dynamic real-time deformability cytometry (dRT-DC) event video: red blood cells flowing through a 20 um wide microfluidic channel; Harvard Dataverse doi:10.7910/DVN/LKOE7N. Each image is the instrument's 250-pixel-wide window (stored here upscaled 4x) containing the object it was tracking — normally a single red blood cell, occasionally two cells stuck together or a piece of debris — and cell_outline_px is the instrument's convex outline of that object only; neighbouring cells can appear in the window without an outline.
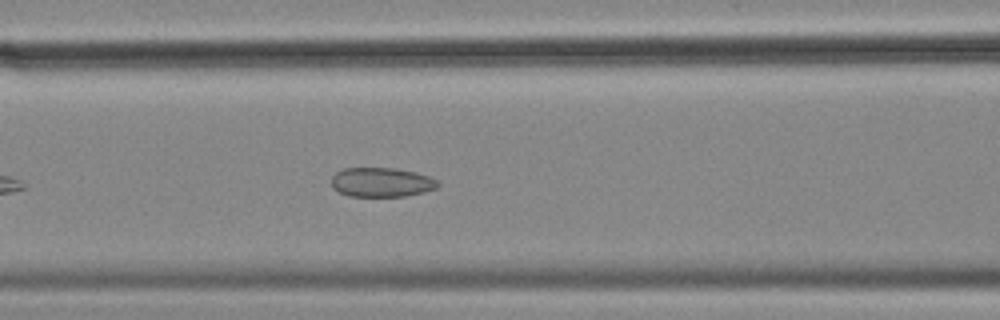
{"species": "common noctule bat (a hibernating species)", "species_latin": "Nyctalus noctula", "temperature_condition": "cold", "stored_images_in_passage": 18, "camera_frame_rate_fps": 3000, "um_per_image_px": 0.085, "animal": {"sex": "female", "body_mass_g": 18.4}, "frame": {"image": 1, "passage_image": 11, "time_ms": 3.333, "image_size_px": [1000, 320], "cell_outline_px": [[440, 184], [436, 188], [424, 192], [404, 196], [348, 196], [332, 188], [332, 176], [336, 172], [344, 168], [396, 168], [416, 172], [428, 176], [436, 180]], "centroid_in_image_um": [32.42, 15.49], "position_along_channel_um": 134.2, "area_um2": 18.21}}